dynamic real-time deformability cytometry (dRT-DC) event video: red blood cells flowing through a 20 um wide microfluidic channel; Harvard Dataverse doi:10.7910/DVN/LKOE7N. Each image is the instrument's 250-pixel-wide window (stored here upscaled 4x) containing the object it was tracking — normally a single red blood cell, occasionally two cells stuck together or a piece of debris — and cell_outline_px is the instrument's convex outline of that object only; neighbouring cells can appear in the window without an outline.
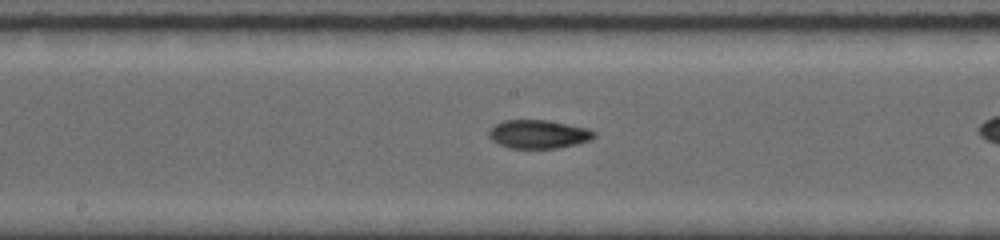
{"species": "common noctule bat (a hibernating species)", "species_latin": "Nyctalus noctula", "temperature_condition": "room temperature", "stored_images_in_passage": 21, "camera_frame_rate_fps": 5000, "um_per_image_px": 0.085, "animal": {"sex": "female", "body_mass_g": 19.0, "forearm_length_mm": 56.7}, "frame": {"image": 1, "passage_image": 10, "time_ms": 5.0, "image_size_px": [1000, 240], "cell_outline_px": [[596, 136], [592, 140], [576, 144], [556, 148], [508, 148], [492, 140], [488, 136], [488, 132], [496, 124], [504, 120], [544, 120], [588, 128], [596, 132]], "centroid_in_image_um": [45.79, 11.41], "position_along_channel_um": 202.4, "area_um2": 17.4}}
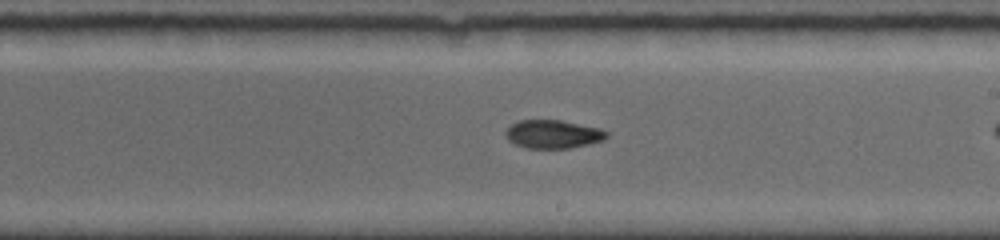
{"frame": {"image": 2, "passage_image": 12, "time_ms": 6.0, "image_size_px": [1000, 240], "cell_outline_px": [[608, 136], [604, 140], [588, 144], [568, 148], [524, 148], [508, 140], [504, 136], [504, 132], [512, 124], [520, 120], [560, 120], [600, 128], [608, 132]], "centroid_in_image_um": [47.0, 11.4], "position_along_channel_um": 242.0, "area_um2": 16.7}}